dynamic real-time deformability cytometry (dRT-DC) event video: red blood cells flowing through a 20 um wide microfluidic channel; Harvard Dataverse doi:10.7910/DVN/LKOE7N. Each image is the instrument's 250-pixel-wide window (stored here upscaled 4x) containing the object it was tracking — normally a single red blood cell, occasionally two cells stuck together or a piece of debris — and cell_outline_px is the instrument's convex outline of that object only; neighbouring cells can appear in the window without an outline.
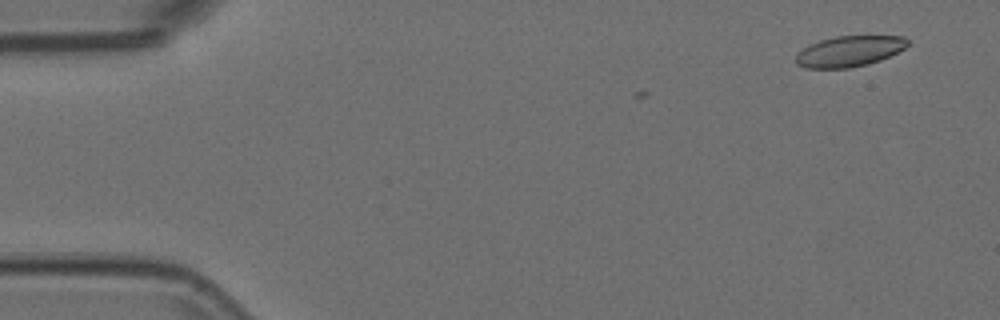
{"species": "Egyptian fruit bat (a non-hibernating species)", "species_latin": "Rousettus aegyptiacus", "temperature_condition": "room temperature", "stored_images_in_passage": 8, "camera_frame_rate_fps": 3000, "um_per_image_px": 0.085, "animal": {"sex": "female"}, "frame": {"image": 1, "passage_image": 4, "time_ms": 1.0, "image_size_px": [1000, 320], "cell_outline_px": [[908, 44], [904, 48], [880, 60], [868, 64], [848, 68], [808, 68], [796, 64], [796, 56], [808, 44], [820, 40], [836, 36], [904, 36], [908, 40]], "centroid_in_image_um": [72.18, 4.35], "position_along_channel_um": 12.8, "area_um2": 19.83}}